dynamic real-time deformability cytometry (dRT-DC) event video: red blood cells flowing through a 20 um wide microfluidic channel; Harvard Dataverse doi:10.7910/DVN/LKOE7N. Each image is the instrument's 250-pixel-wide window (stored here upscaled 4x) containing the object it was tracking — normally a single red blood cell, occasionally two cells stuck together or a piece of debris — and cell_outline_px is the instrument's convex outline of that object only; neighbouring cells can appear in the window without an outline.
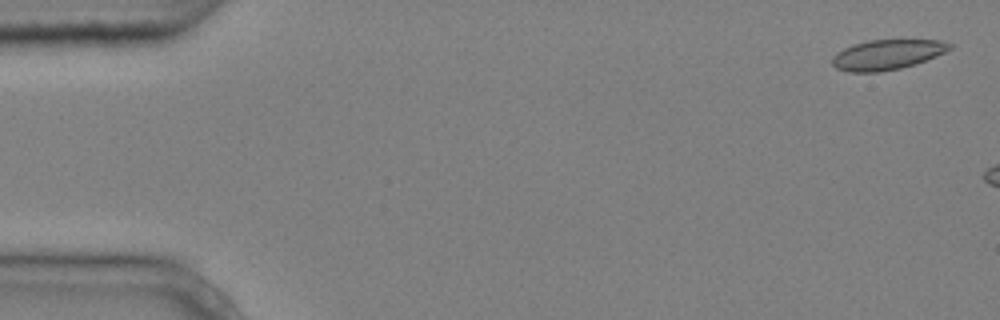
{"species": "common noctule bat (a hibernating species)", "species_latin": "Nyctalus noctula", "temperature_condition": "cold", "stored_images_in_passage": 3, "camera_frame_rate_fps": 3000, "um_per_image_px": 0.085, "animal": {"sex": "male", "body_mass_g": 20.4}, "frame": {"image": 1, "passage_image": 1, "time_ms": 0.0, "image_size_px": [1000, 320], "cell_outline_px": [[952, 48], [936, 56], [916, 64], [900, 68], [876, 72], [848, 72], [836, 68], [832, 64], [832, 56], [836, 52], [852, 44], [868, 40], [940, 40], [952, 44]], "centroid_in_image_um": [75.38, 4.64], "position_along_channel_um": 9.6, "area_um2": 20.58}}